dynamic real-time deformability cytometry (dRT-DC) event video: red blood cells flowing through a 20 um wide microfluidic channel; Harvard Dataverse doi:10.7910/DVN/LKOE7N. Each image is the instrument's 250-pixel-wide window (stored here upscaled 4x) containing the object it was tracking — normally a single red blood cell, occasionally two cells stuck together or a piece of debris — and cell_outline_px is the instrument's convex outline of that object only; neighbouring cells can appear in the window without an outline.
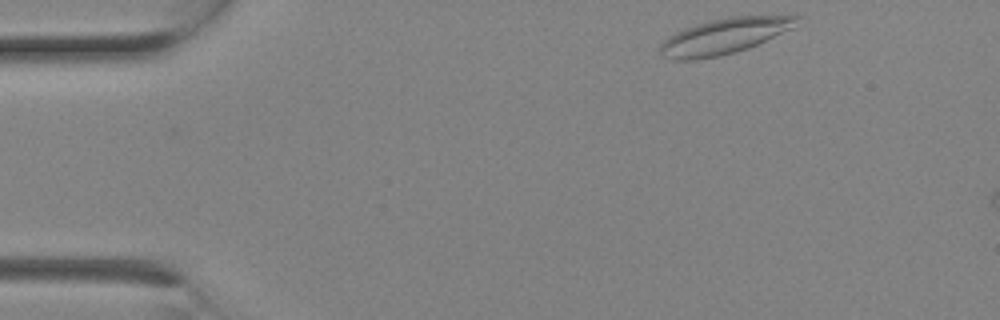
{"species": "Egyptian fruit bat (a non-hibernating species)", "species_latin": "Rousettus aegyptiacus", "temperature_condition": "room temperature", "stored_images_in_passage": 3, "camera_frame_rate_fps": 3000, "um_per_image_px": 0.085, "animal": {"sex": "female"}, "frame": {"image": 1, "passage_image": 3, "time_ms": 0.667, "image_size_px": [1000, 320], "cell_outline_px": [[800, 16], [792, 28], [748, 48], [736, 52], [720, 56], [696, 60], [672, 60], [664, 56], [660, 52], [660, 44], [668, 36], [684, 28], [696, 24], [712, 20], [732, 16]], "centroid_in_image_um": [61.49, 3.09], "position_along_channel_um": 23.5, "area_um2": 28.03}}